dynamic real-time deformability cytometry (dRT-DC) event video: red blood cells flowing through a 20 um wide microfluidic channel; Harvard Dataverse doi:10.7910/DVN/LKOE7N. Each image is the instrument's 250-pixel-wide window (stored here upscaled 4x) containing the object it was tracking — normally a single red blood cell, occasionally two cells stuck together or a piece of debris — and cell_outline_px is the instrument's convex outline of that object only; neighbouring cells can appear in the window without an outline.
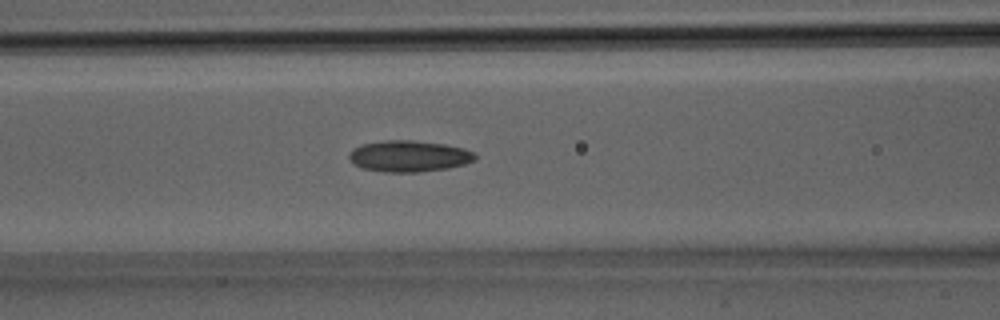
{"species": "Egyptian fruit bat (a non-hibernating species)", "species_latin": "Rousettus aegyptiacus", "temperature_condition": "room temperature", "stored_images_in_passage": 31, "camera_frame_rate_fps": 3000, "um_per_image_px": 0.085, "animal": {"sex": "male"}, "frame": {"image": 1, "passage_image": 13, "time_ms": 4.0, "image_size_px": [1000, 320], "cell_outline_px": [[476, 160], [464, 164], [448, 168], [420, 172], [384, 172], [364, 168], [356, 164], [348, 156], [348, 152], [352, 148], [360, 144], [384, 140], [412, 140], [444, 144], [464, 148], [476, 152]], "centroid_in_image_um": [34.78, 13.26], "position_along_channel_um": 131.8, "area_um2": 23.12}}
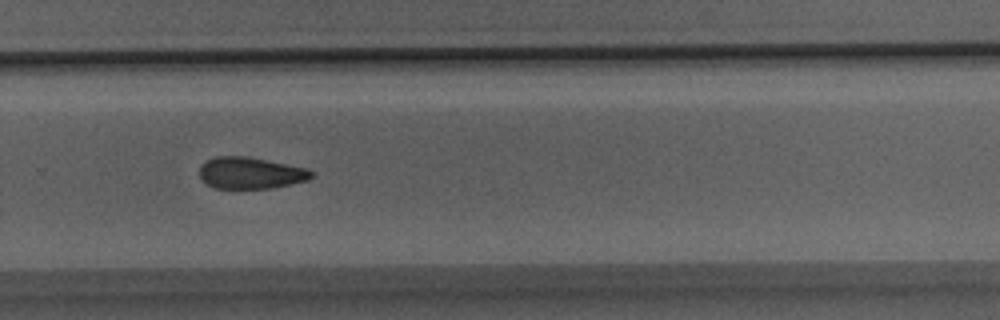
{"frame": {"image": 2, "passage_image": 21, "time_ms": 6.667, "image_size_px": [1000, 320], "cell_outline_px": [[316, 172], [308, 180], [272, 188], [212, 188], [200, 176], [200, 164], [216, 156], [248, 156], [308, 168]], "centroid_in_image_um": [21.33, 14.69], "position_along_channel_um": 308.5, "area_um2": 20.69}}
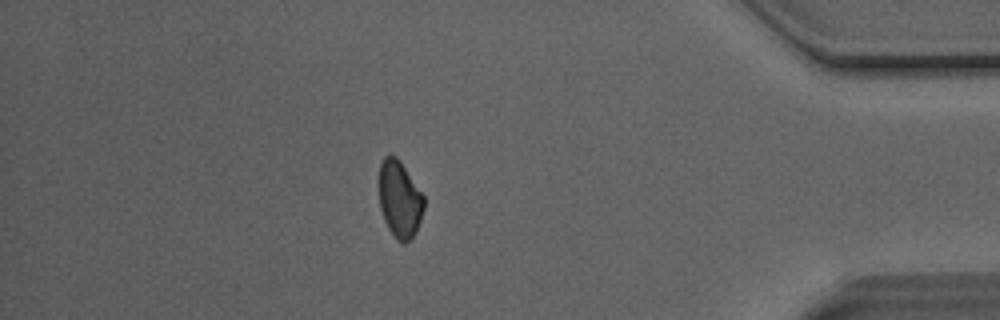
{"frame": {"image": 3, "passage_image": 27, "time_ms": 8.667, "image_size_px": [1000, 320], "cell_outline_px": [[424, 208], [416, 232], [404, 244], [400, 244], [396, 240], [388, 228], [384, 220], [380, 208], [376, 180], [380, 164], [384, 156], [396, 156], [400, 160], [424, 196]], "centroid_in_image_um": [33.92, 16.92], "position_along_channel_um": 401.3, "area_um2": 20.63}}